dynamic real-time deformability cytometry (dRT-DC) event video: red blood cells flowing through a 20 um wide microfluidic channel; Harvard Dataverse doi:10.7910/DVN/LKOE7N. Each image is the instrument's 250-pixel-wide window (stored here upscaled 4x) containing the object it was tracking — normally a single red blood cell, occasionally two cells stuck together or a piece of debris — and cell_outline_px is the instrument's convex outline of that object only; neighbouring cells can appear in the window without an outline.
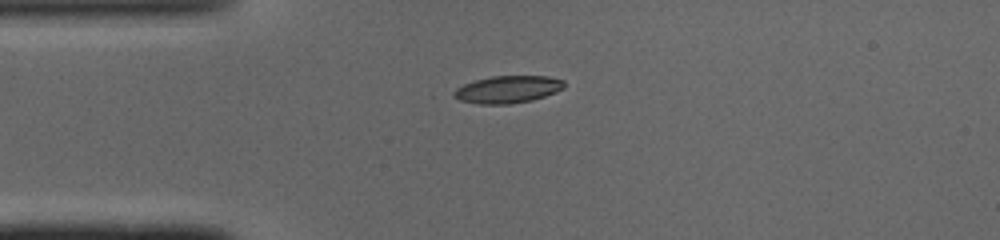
{"species": "common noctule bat (a hibernating species)", "species_latin": "Nyctalus noctula", "temperature_condition": "cold", "stored_images_in_passage": 38, "camera_frame_rate_fps": 3000, "um_per_image_px": 0.085, "animal": {"sex": "male", "body_mass_g": 19.0, "forearm_length_mm": 50.8}, "frame": {"image": 1, "passage_image": 1, "time_ms": 0.0, "image_size_px": [1000, 240], "cell_outline_px": [[564, 88], [556, 92], [532, 100], [508, 104], [480, 104], [460, 100], [452, 96], [452, 92], [456, 88], [464, 84], [476, 80], [492, 76], [548, 76], [564, 80]], "centroid_in_image_um": [43.15, 7.59], "position_along_channel_um": 41.8, "area_um2": 17.51}}
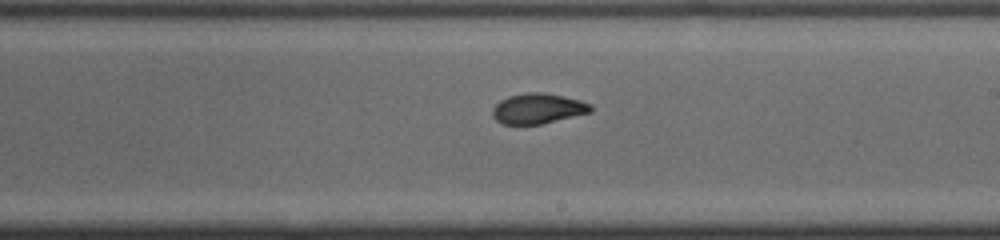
{"frame": {"image": 2, "passage_image": 17, "time_ms": 5.333, "image_size_px": [1000, 240], "cell_outline_px": [[592, 112], [540, 124], [504, 124], [496, 120], [492, 116], [492, 108], [500, 100], [508, 96], [528, 92], [544, 92], [564, 96], [580, 100], [592, 104]], "centroid_in_image_um": [45.72, 9.22], "position_along_channel_um": 243.3, "area_um2": 17.4}}
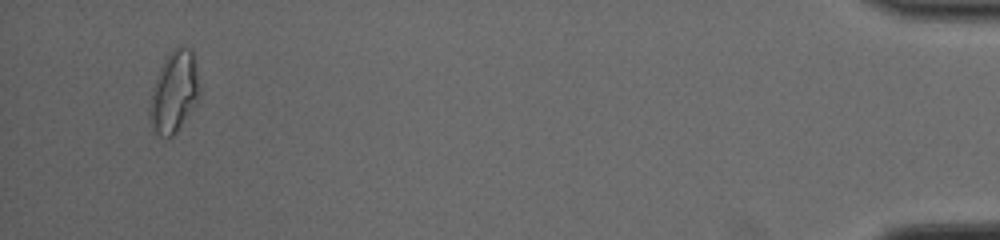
{"frame": {"image": 3, "passage_image": 36, "time_ms": 11.667, "image_size_px": [1000, 240], "cell_outline_px": [[200, 96], [176, 132], [172, 136], [160, 136], [152, 128], [148, 120], [148, 108], [152, 88], [160, 68], [164, 60], [172, 48], [180, 44], [188, 48], [192, 52], [200, 84]], "centroid_in_image_um": [14.77, 7.8], "position_along_channel_um": 420.4, "area_um2": 23.64}, "authors_computed_cell_mechanics": {"area_um2": 17.7735, "velocity_mm_per_s": 4.1064, "shape_relaxation_time_tau1_ms": 3.395, "shape_relaxation_time_tau2_ms": 2.0923, "deformation_change_tau1": 0.1641, "deformation_change_tau2": 0.0749}}